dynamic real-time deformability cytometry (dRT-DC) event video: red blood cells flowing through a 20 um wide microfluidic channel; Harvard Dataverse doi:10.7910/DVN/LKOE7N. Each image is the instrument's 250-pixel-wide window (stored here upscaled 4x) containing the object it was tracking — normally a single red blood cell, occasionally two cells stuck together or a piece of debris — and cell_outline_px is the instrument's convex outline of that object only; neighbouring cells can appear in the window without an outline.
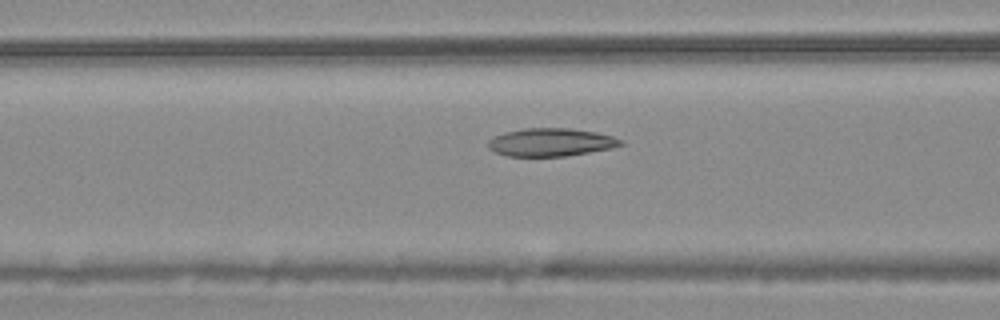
{"species": "common noctule bat (a hibernating species)", "species_latin": "Nyctalus noctula", "temperature_condition": "warm", "stored_images_in_passage": 54, "camera_frame_rate_fps": 3000, "um_per_image_px": 0.085, "animal": {"sex": "male", "body_mass_g": 20.4}, "frame": {"image": 1, "passage_image": 22, "time_ms": 7.0, "image_size_px": [1000, 320], "cell_outline_px": [[624, 144], [612, 148], [568, 156], [508, 156], [496, 152], [488, 148], [488, 140], [504, 132], [524, 128], [572, 128], [596, 132], [612, 136], [624, 140]], "centroid_in_image_um": [46.85, 12.09], "position_along_channel_um": 119.7, "area_um2": 21.73}}
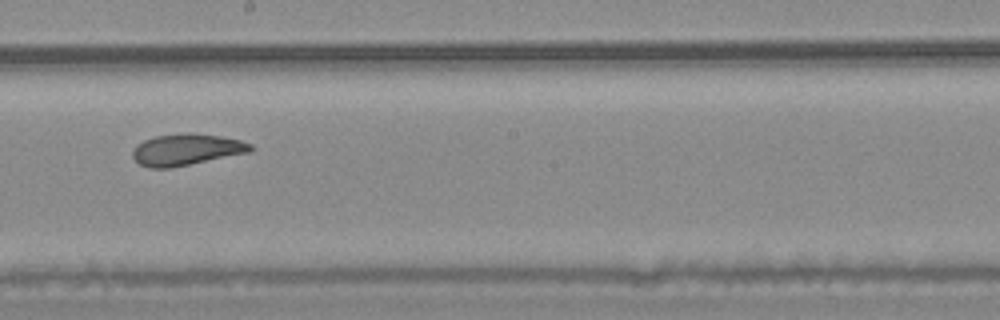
{"frame": {"image": 2, "passage_image": 31, "time_ms": 10.0, "image_size_px": [1000, 320], "cell_outline_px": [[256, 148], [252, 152], [172, 168], [148, 168], [140, 164], [132, 156], [132, 152], [136, 144], [144, 140], [156, 136], [220, 136], [240, 140], [252, 144]], "centroid_in_image_um": [15.88, 12.78], "position_along_channel_um": 232.3, "area_um2": 20.98}}
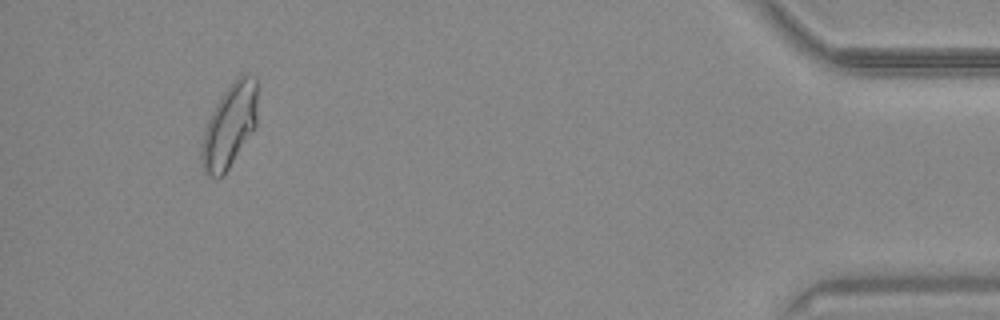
{"frame": {"image": 3, "passage_image": 51, "time_ms": 16.667, "image_size_px": [1000, 320], "cell_outline_px": [[256, 124], [224, 176], [216, 180], [208, 176], [204, 172], [200, 164], [200, 148], [204, 132], [208, 120], [216, 104], [232, 80], [244, 72], [248, 72], [256, 76]], "centroid_in_image_um": [19.48, 10.71], "position_along_channel_um": 415.7, "area_um2": 27.4}, "authors_computed_cell_mechanics": {"area_um2": 23.5824, "velocity_mm_per_s": 3.7404, "shape_relaxation_time_tau1_ms": 6.9085, "shape_relaxation_time_tau2_ms": 1.7612, "deformation_change_tau1": 0.1613, "deformation_change_tau2": 0.0652}}